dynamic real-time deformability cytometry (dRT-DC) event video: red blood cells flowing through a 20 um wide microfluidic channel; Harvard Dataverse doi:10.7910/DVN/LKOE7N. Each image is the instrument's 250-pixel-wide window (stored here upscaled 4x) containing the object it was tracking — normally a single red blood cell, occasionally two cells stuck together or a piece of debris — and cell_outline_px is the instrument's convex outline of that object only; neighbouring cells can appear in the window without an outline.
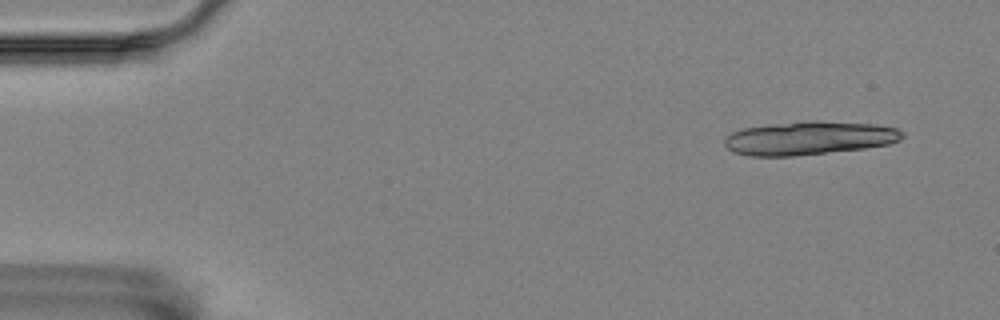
{"species": "Egyptian fruit bat (a non-hibernating species)", "species_latin": "Rousettus aegyptiacus", "temperature_condition": "room temperature", "stored_images_in_passage": 11, "camera_frame_rate_fps": 3000, "um_per_image_px": 0.085, "animal": {"sex": "female"}, "frame": {"image": 1, "passage_image": 1, "time_ms": 0.0, "image_size_px": [1000, 320], "cell_outline_px": [[904, 136], [900, 140], [888, 144], [864, 148], [792, 156], [748, 156], [736, 152], [728, 148], [724, 144], [724, 140], [732, 132], [744, 128], [772, 124], [804, 120], [816, 120], [872, 124], [896, 128], [904, 132]], "centroid_in_image_um": [68.78, 11.73], "position_along_channel_um": 16.2, "area_um2": 34.56}}